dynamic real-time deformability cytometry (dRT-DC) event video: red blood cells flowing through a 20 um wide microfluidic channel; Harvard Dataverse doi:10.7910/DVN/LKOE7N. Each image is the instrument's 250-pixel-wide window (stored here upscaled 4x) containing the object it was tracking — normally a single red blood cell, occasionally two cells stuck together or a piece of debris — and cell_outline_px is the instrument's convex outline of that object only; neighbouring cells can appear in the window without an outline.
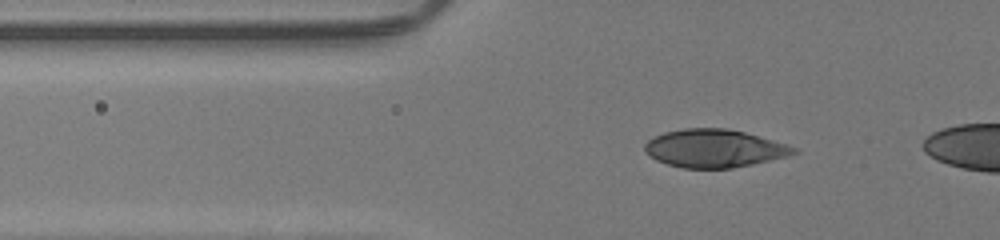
{"species": "human", "species_latin": "Homo sapiens", "temperature_condition": "room temperature", "stored_images_in_passage": 46, "camera_frame_rate_fps": 3000, "um_per_image_px": 0.085, "donor": {"sex": "male"}, "frame": {"image": 1, "passage_image": 17, "time_ms": 5.333, "image_size_px": [1000, 240], "cell_outline_px": [[800, 152], [788, 156], [752, 164], [732, 168], [684, 168], [668, 164], [656, 160], [644, 152], [644, 144], [652, 136], [664, 132], [684, 128], [728, 128], [744, 132], [800, 148]], "centroid_in_image_um": [60.71, 12.61], "position_along_channel_um": 65.1, "area_um2": 33.12}}
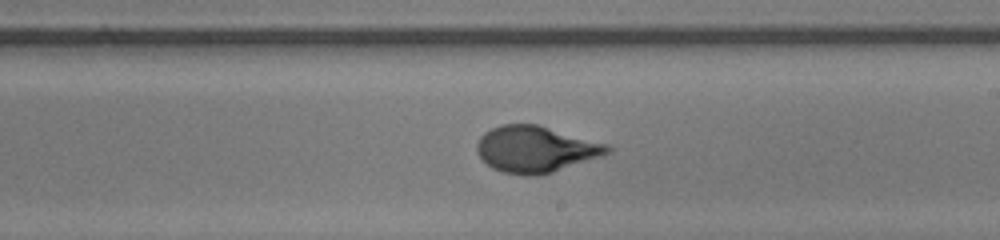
{"frame": {"image": 2, "passage_image": 31, "time_ms": 10.0, "image_size_px": [1000, 240], "cell_outline_px": [[612, 152], [604, 156], [552, 172], [536, 176], [524, 176], [504, 172], [492, 168], [476, 152], [476, 144], [480, 136], [484, 132], [500, 124], [536, 124], [608, 144], [612, 148]], "centroid_in_image_um": [45.54, 12.69], "position_along_channel_um": 243.5, "area_um2": 35.37}}
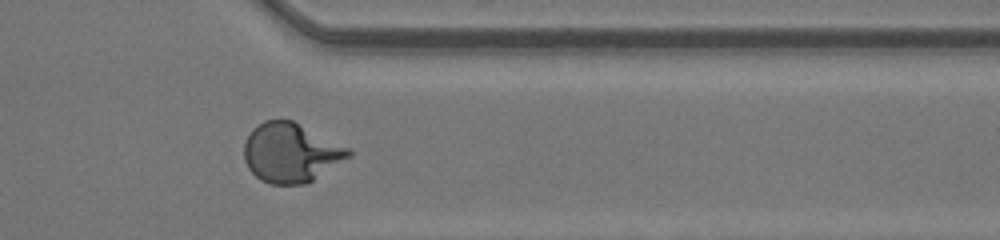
{"frame": {"image": 3, "passage_image": 41, "time_ms": 13.333, "image_size_px": [1000, 240], "cell_outline_px": [[352, 156], [312, 180], [304, 184], [268, 184], [260, 180], [248, 168], [244, 160], [244, 144], [252, 128], [264, 120], [292, 120], [348, 148], [352, 152]], "centroid_in_image_um": [24.69, 12.99], "position_along_channel_um": 386.7, "area_um2": 35.84}}